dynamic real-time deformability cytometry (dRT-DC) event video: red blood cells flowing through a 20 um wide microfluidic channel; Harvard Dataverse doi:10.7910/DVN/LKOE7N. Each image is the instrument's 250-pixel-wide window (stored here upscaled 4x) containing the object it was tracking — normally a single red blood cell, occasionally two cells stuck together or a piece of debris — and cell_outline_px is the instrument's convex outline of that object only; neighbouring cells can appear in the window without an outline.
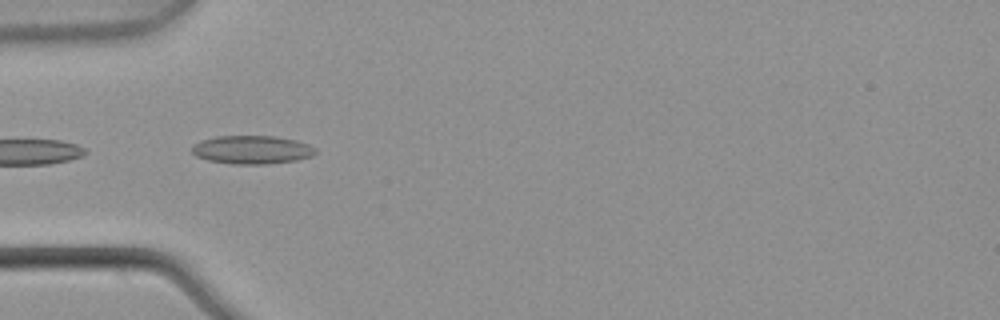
{"species": "common noctule bat (a hibernating species)", "species_latin": "Nyctalus noctula", "temperature_condition": "warm", "stored_images_in_passage": 6, "camera_frame_rate_fps": 3000, "um_per_image_px": 0.085, "animal": {"sex": "male", "body_mass_g": 21.5, "forearm_length_mm": 52.0}, "frame": {"image": 1, "passage_image": 4, "time_ms": 1.0, "image_size_px": [1000, 320], "cell_outline_px": [[316, 152], [312, 156], [296, 160], [268, 164], [232, 164], [208, 160], [196, 156], [192, 152], [192, 144], [216, 136], [276, 136], [296, 140], [308, 144], [316, 148]], "centroid_in_image_um": [21.43, 12.73], "position_along_channel_um": 63.6, "area_um2": 20.46}}
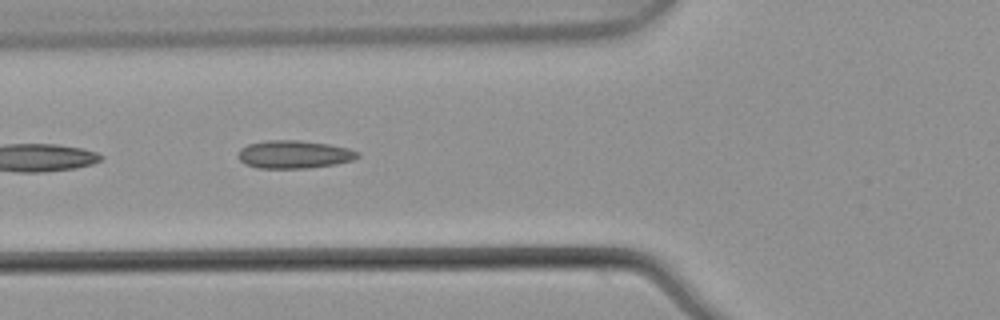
{"frame": {"image": 2, "passage_image": 5, "time_ms": 1.333, "image_size_px": [1000, 320], "cell_outline_px": [[360, 156], [352, 160], [336, 164], [308, 168], [256, 168], [244, 164], [236, 156], [240, 148], [248, 144], [268, 140], [300, 140], [328, 144], [348, 148], [360, 152]], "centroid_in_image_um": [24.97, 13.12], "position_along_channel_um": 100.8, "area_um2": 19.65}}
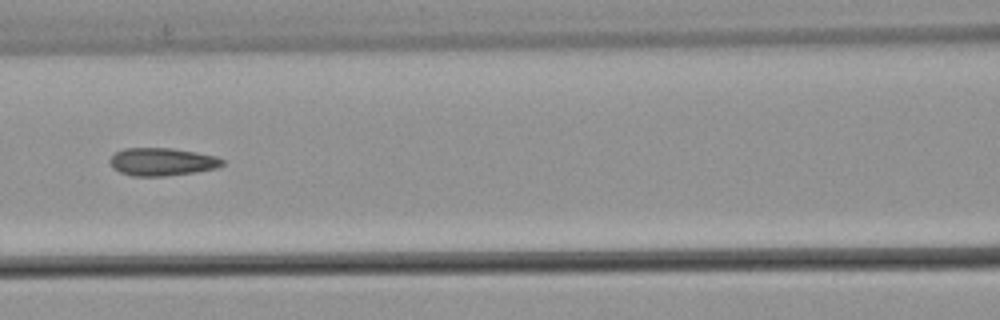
{"frame": {"image": 3, "passage_image": 6, "time_ms": 1.667, "image_size_px": [1000, 320], "cell_outline_px": [[224, 164], [216, 168], [196, 172], [164, 176], [132, 176], [120, 172], [112, 168], [108, 160], [116, 152], [124, 148], [172, 148], [196, 152], [216, 156], [224, 160]], "centroid_in_image_um": [13.76, 13.75], "position_along_channel_um": 152.8, "area_um2": 18.32}}